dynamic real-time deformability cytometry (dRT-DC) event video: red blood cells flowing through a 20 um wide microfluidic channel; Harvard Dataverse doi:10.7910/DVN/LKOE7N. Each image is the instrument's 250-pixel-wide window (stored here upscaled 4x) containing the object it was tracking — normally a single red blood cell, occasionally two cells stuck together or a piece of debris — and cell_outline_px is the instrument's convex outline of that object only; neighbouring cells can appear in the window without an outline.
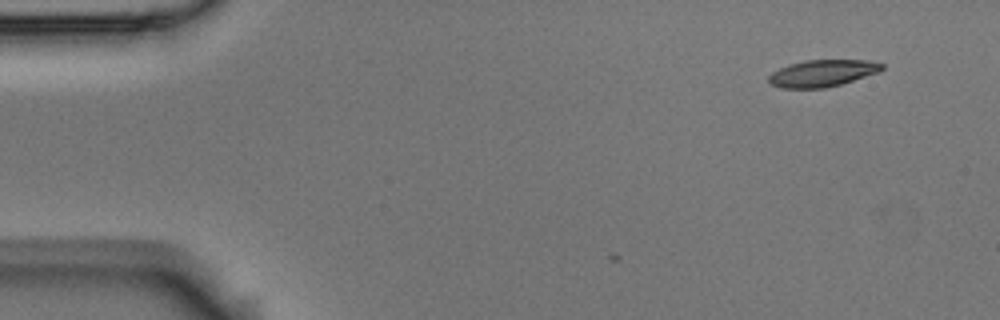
{"species": "Egyptian fruit bat (a non-hibernating species)", "species_latin": "Rousettus aegyptiacus", "temperature_condition": "room temperature", "stored_images_in_passage": 3, "camera_frame_rate_fps": 3000, "um_per_image_px": 0.085, "animal": {"sex": "male"}, "frame": {"image": 1, "passage_image": 1, "time_ms": 0.0, "image_size_px": [1000, 320], "cell_outline_px": [[884, 68], [880, 72], [840, 84], [824, 88], [784, 88], [772, 84], [768, 80], [768, 76], [772, 72], [788, 64], [804, 60], [868, 60], [884, 64]], "centroid_in_image_um": [69.92, 6.21], "position_along_channel_um": 15.1, "area_um2": 17.69}}
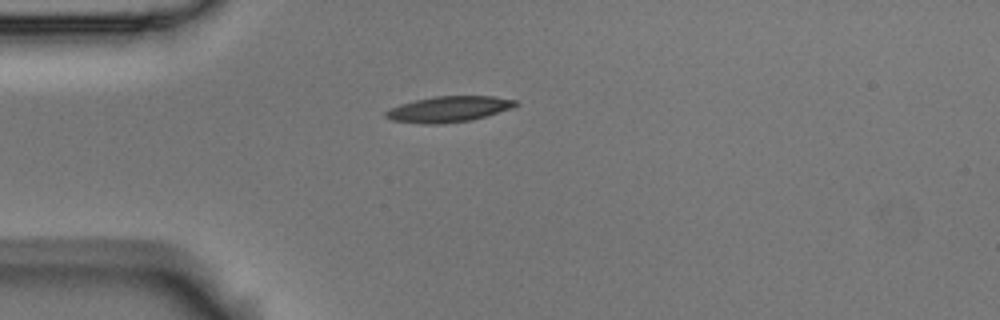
{"frame": {"image": 2, "passage_image": 3, "time_ms": 0.667, "image_size_px": [1000, 320], "cell_outline_px": [[520, 104], [512, 108], [472, 120], [440, 124], [424, 124], [392, 120], [384, 116], [384, 112], [400, 104], [416, 100], [436, 96], [492, 96], [516, 100]], "centroid_in_image_um": [38.16, 9.28], "position_along_channel_um": 46.8, "area_um2": 19.42}}